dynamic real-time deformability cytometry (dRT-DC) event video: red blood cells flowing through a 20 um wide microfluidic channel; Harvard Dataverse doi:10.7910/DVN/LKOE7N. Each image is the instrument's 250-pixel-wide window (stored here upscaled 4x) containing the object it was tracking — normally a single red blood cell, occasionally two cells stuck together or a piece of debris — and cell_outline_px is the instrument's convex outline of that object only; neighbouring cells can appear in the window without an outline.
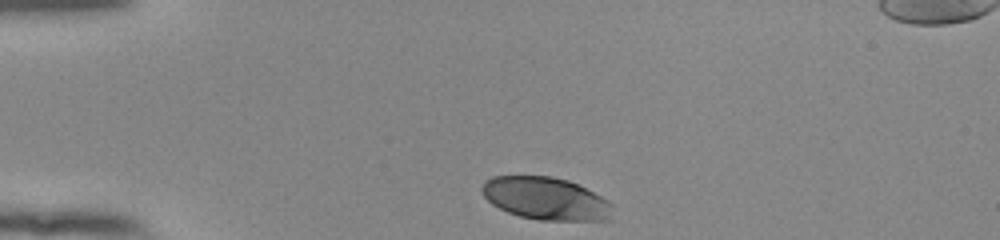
{"species": "human", "species_latin": "Homo sapiens", "temperature_condition": "room temperature", "stored_images_in_passage": 34, "camera_frame_rate_fps": 3000, "um_per_image_px": 0.085, "donor": {"sex": "female"}, "frame": {"image": 1, "passage_image": 1, "time_ms": 0.0, "image_size_px": [1000, 240], "cell_outline_px": [[612, 220], [540, 220], [520, 216], [508, 212], [492, 204], [484, 196], [480, 188], [484, 180], [492, 176], [552, 176], [568, 180], [608, 200], [612, 204]], "centroid_in_image_um": [46.38, 16.87], "position_along_channel_um": 38.6, "area_um2": 32.43}}
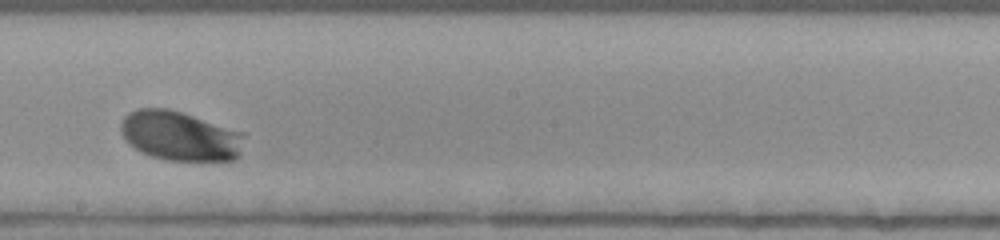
{"frame": {"image": 2, "passage_image": 20, "time_ms": 6.333, "image_size_px": [1000, 240], "cell_outline_px": [[244, 136], [240, 152], [236, 160], [168, 160], [152, 156], [140, 152], [128, 144], [120, 128], [120, 124], [124, 116], [128, 112], [136, 108], [168, 108], [244, 132]], "centroid_in_image_um": [15.27, 11.54], "position_along_channel_um": 232.9, "area_um2": 35.6}}
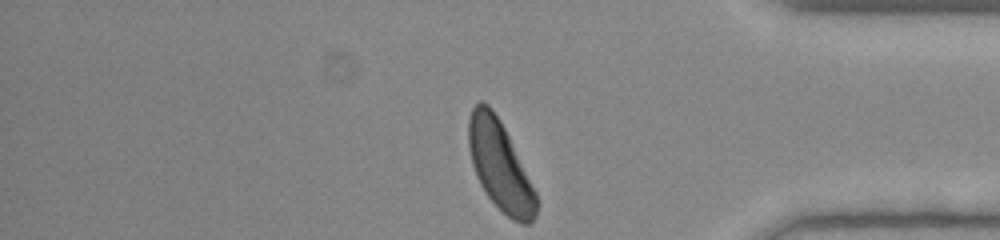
{"frame": {"image": 3, "passage_image": 34, "time_ms": 11.0, "image_size_px": [1000, 240], "cell_outline_px": [[536, 216], [528, 224], [520, 224], [512, 220], [488, 196], [480, 184], [476, 176], [472, 164], [468, 148], [468, 120], [472, 108], [480, 100], [488, 104], [492, 108], [500, 120], [536, 192]], "centroid_in_image_um": [42.47, 14.07], "position_along_channel_um": 392.7, "area_um2": 34.74}, "authors_computed_cell_mechanics": {"area_um2": 34.3621, "velocity_mm_per_s": 3.8029, "shape_relaxation_time_tau1_ms": 1.7171, "shape_relaxation_time_tau2_ms": null, "deformation_change_tau1": 0.116, "deformation_change_tau2": null}}